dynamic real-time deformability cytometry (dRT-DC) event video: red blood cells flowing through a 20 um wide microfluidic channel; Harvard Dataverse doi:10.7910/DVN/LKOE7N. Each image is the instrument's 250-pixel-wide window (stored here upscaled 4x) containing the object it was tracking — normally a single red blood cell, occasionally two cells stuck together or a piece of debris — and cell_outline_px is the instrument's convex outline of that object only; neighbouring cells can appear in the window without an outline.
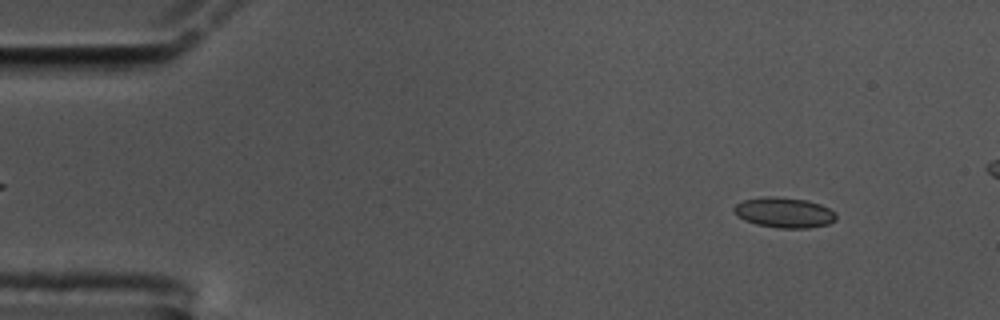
{"species": "common noctule bat (a hibernating species)", "species_latin": "Nyctalus noctula", "temperature_condition": "cold", "stored_images_in_passage": 54, "camera_frame_rate_fps": 3000, "um_per_image_px": 0.085, "animal": {"sex": "male", "body_mass_g": 17.5, "forearm_length_mm": 52.3}, "frame": {"image": 1, "passage_image": 6, "time_ms": 1.667, "image_size_px": [1000, 320], "cell_outline_px": [[836, 220], [828, 224], [808, 228], [780, 228], [756, 224], [744, 220], [732, 208], [736, 204], [744, 200], [764, 196], [776, 196], [808, 200], [820, 204], [836, 212]], "centroid_in_image_um": [66.68, 18.06], "position_along_channel_um": 18.3, "area_um2": 18.03}}
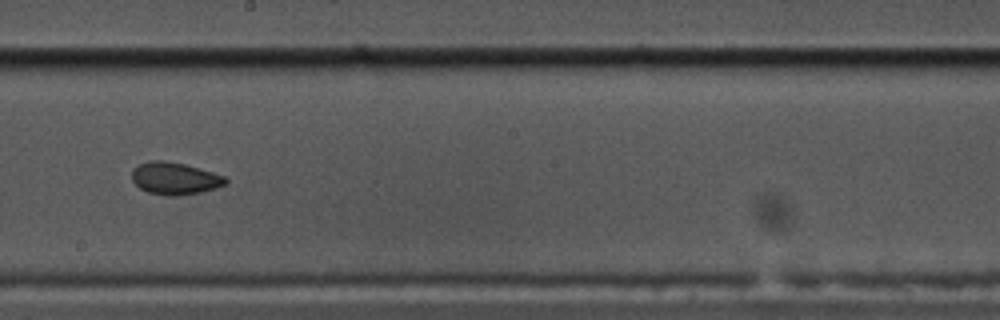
{"frame": {"image": 2, "passage_image": 32, "time_ms": 10.333, "image_size_px": [1000, 320], "cell_outline_px": [[228, 180], [224, 184], [216, 188], [200, 192], [176, 196], [168, 196], [148, 192], [140, 188], [132, 180], [132, 168], [148, 160], [164, 160], [184, 164], [212, 172], [224, 176]], "centroid_in_image_um": [14.82, 15.16], "position_along_channel_um": 233.4, "area_um2": 17.51}}
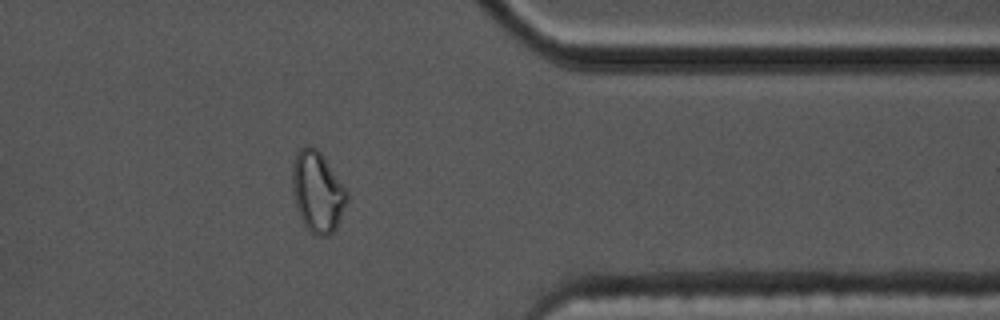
{"frame": {"image": 3, "passage_image": 46, "time_ms": 15.0, "image_size_px": [1000, 320], "cell_outline_px": [[348, 200], [336, 228], [328, 236], [316, 236], [304, 224], [296, 208], [292, 192], [292, 160], [296, 152], [300, 148], [316, 148], [320, 152], [348, 192]], "centroid_in_image_um": [26.97, 16.32], "position_along_channel_um": 384.4, "area_um2": 25.55}}